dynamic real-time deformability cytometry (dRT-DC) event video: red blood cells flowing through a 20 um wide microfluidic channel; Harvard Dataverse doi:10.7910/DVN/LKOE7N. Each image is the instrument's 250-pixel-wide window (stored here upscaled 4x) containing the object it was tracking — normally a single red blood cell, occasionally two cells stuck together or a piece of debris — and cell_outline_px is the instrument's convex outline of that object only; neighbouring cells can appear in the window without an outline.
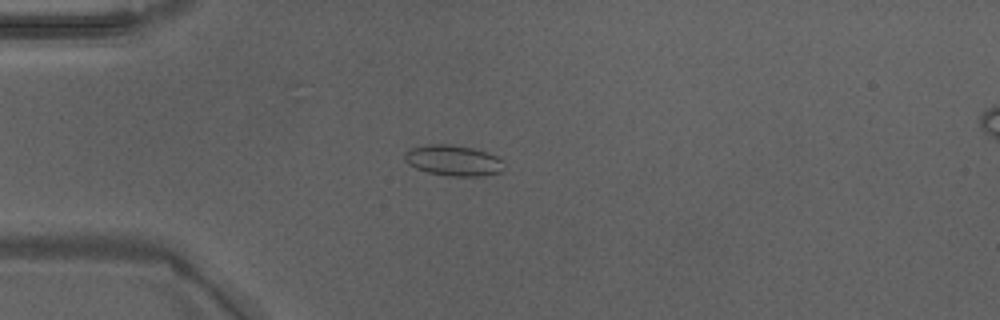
{"species": "Egyptian fruit bat (a non-hibernating species)", "species_latin": "Rousettus aegyptiacus", "temperature_condition": "warm", "stored_images_in_passage": 48, "camera_frame_rate_fps": 3000, "um_per_image_px": 0.085, "animal": {"sex": "male"}, "frame": {"image": 1, "passage_image": 13, "time_ms": 4.0, "image_size_px": [1000, 320], "cell_outline_px": [[504, 172], [480, 176], [448, 176], [428, 172], [416, 168], [408, 164], [404, 160], [404, 152], [412, 148], [428, 144], [452, 144], [472, 148], [488, 152], [504, 160]], "centroid_in_image_um": [38.57, 13.64], "position_along_channel_um": 46.4, "area_um2": 18.03}}
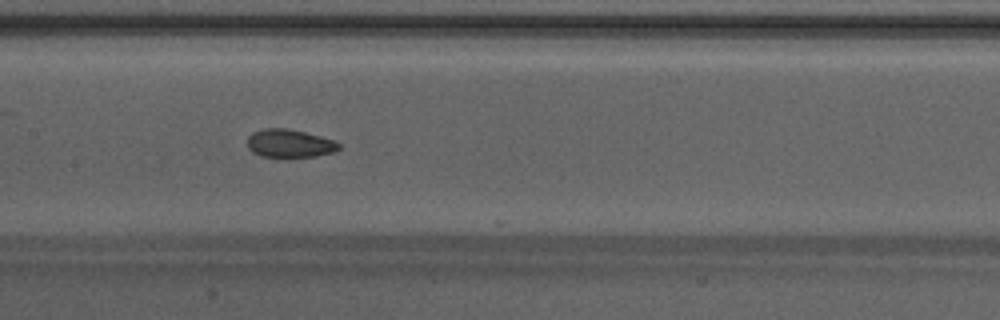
{"frame": {"image": 2, "passage_image": 24, "time_ms": 7.667, "image_size_px": [1000, 320], "cell_outline_px": [[340, 148], [336, 152], [316, 156], [288, 160], [260, 156], [252, 152], [248, 148], [248, 136], [252, 132], [264, 128], [284, 128], [304, 132], [320, 136], [332, 140], [340, 144]], "centroid_in_image_um": [24.6, 12.24], "position_along_channel_um": 182.8, "area_um2": 15.66}}
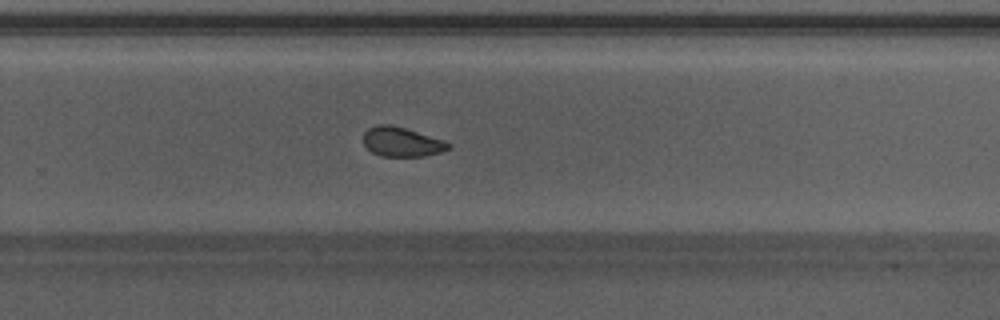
{"frame": {"image": 3, "passage_image": 32, "time_ms": 10.333, "image_size_px": [1000, 320], "cell_outline_px": [[452, 148], [440, 152], [424, 156], [380, 156], [372, 152], [364, 144], [364, 132], [368, 128], [376, 124], [388, 124], [404, 128], [444, 140], [452, 144]], "centroid_in_image_um": [34.16, 12.06], "position_along_channel_um": 295.6, "area_um2": 14.57}, "authors_computed_cell_mechanics": {"area_um2": 15.9239, "velocity_mm_per_s": 4.2532, "shape_relaxation_time_tau1_ms": null, "shape_relaxation_time_tau2_ms": 1.8737, "deformation_change_tau1": null, "deformation_change_tau2": 0.0582}}